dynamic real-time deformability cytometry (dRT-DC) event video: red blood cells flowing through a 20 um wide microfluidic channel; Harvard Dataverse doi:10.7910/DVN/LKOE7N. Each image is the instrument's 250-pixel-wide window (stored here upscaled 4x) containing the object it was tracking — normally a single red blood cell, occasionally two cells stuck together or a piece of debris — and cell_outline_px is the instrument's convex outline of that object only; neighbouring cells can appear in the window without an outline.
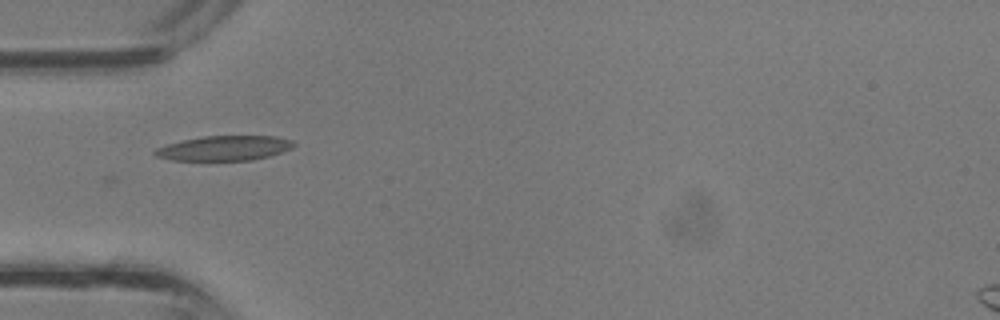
{"species": "common noctule bat (a hibernating species)", "species_latin": "Nyctalus noctula", "temperature_condition": "room temperature", "stored_images_in_passage": 25, "camera_frame_rate_fps": 3000, "um_per_image_px": 0.085, "animal": {"sex": "male", "body_mass_g": 13.3}, "frame": {"image": 1, "passage_image": 2, "time_ms": 0.333, "image_size_px": [1000, 320], "cell_outline_px": [[296, 144], [292, 148], [268, 156], [252, 160], [172, 160], [156, 156], [152, 152], [156, 148], [168, 144], [184, 140], [204, 136], [276, 136], [292, 140]], "centroid_in_image_um": [19.08, 12.59], "position_along_channel_um": 65.9, "area_um2": 19.88}}
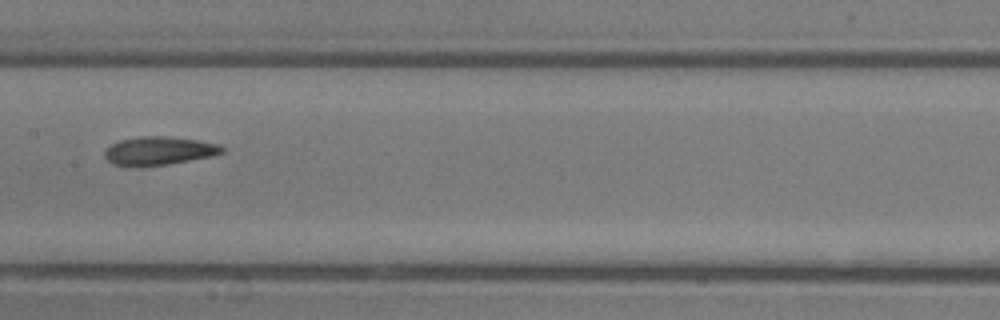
{"frame": {"image": 2, "passage_image": 9, "time_ms": 2.667, "image_size_px": [1000, 320], "cell_outline_px": [[224, 152], [212, 156], [168, 164], [112, 164], [104, 156], [104, 152], [112, 144], [120, 140], [140, 136], [164, 136], [196, 140], [220, 144], [224, 148]], "centroid_in_image_um": [13.56, 12.79], "position_along_channel_um": 193.8, "area_um2": 18.79}}
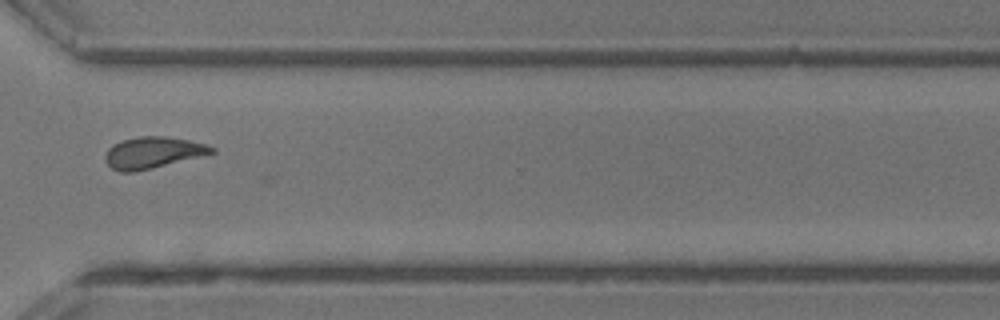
{"frame": {"image": 3, "passage_image": 18, "time_ms": 5.667, "image_size_px": [1000, 320], "cell_outline_px": [[216, 152], [152, 168], [132, 172], [120, 172], [112, 168], [104, 160], [104, 156], [108, 148], [112, 144], [124, 140], [140, 136], [164, 136], [188, 140], [204, 144], [216, 148]], "centroid_in_image_um": [12.96, 12.97], "position_along_channel_um": 357.6, "area_um2": 19.31}}